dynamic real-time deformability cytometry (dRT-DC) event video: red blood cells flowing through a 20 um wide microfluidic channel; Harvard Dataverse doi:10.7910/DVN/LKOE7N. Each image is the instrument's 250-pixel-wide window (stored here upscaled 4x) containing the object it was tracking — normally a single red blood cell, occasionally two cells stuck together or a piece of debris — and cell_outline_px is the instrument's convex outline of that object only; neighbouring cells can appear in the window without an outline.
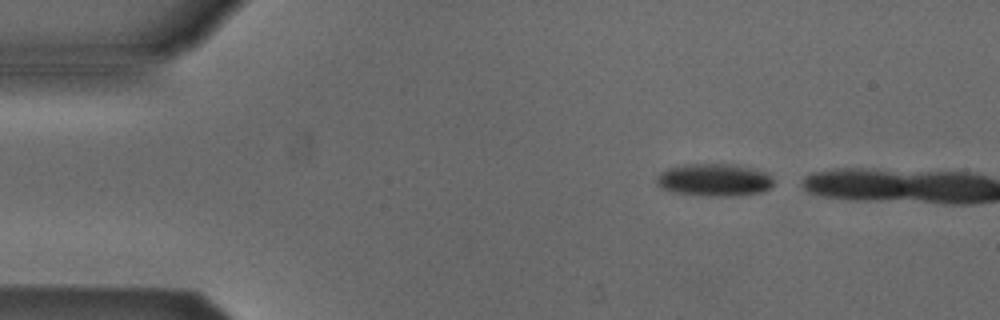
{"species": "Egyptian fruit bat (a non-hibernating species)", "species_latin": "Rousettus aegyptiacus", "temperature_condition": "cold", "stored_images_in_passage": 2, "camera_frame_rate_fps": 3000, "um_per_image_px": 0.085, "animal": {"sex": "male"}, "frame": {"image": 1, "passage_image": 1, "time_ms": 0.0, "image_size_px": [1000, 320], "cell_outline_px": [[772, 188], [760, 192], [736, 196], [712, 196], [676, 192], [664, 188], [656, 184], [656, 176], [660, 172], [668, 168], [684, 164], [736, 164], [756, 168], [764, 172], [772, 180]], "centroid_in_image_um": [60.72, 15.28], "position_along_channel_um": 24.3, "area_um2": 22.14}}